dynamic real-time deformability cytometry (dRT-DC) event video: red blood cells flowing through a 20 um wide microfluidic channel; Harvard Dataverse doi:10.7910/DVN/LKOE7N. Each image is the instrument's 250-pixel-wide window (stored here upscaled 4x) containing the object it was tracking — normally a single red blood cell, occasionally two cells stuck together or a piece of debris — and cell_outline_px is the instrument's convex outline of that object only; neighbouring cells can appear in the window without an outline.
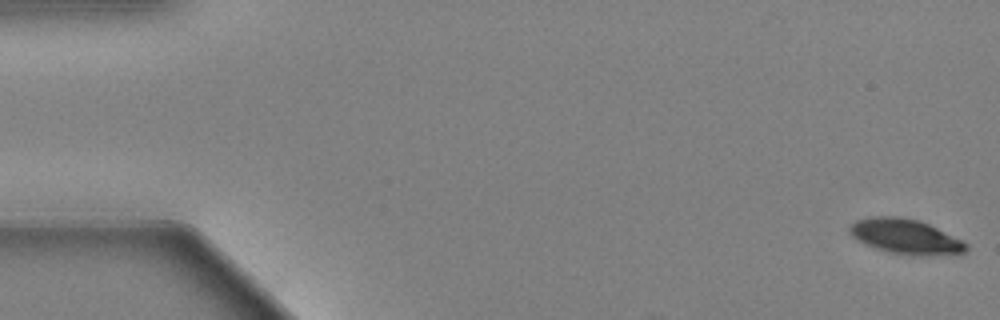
{"species": "Egyptian fruit bat (a non-hibernating species)", "species_latin": "Rousettus aegyptiacus", "temperature_condition": "warm", "stored_images_in_passage": 28, "camera_frame_rate_fps": 3000, "um_per_image_px": 0.085, "animal": {"sex": "female"}, "frame": {"image": 1, "passage_image": 1, "time_ms": 0.0, "image_size_px": [1000, 320], "cell_outline_px": [[968, 248], [964, 252], [888, 252], [876, 248], [852, 236], [848, 232], [848, 228], [856, 220], [872, 216], [896, 216], [920, 220], [964, 240], [968, 244]], "centroid_in_image_um": [76.91, 20.02], "position_along_channel_um": 8.1, "area_um2": 22.48}}
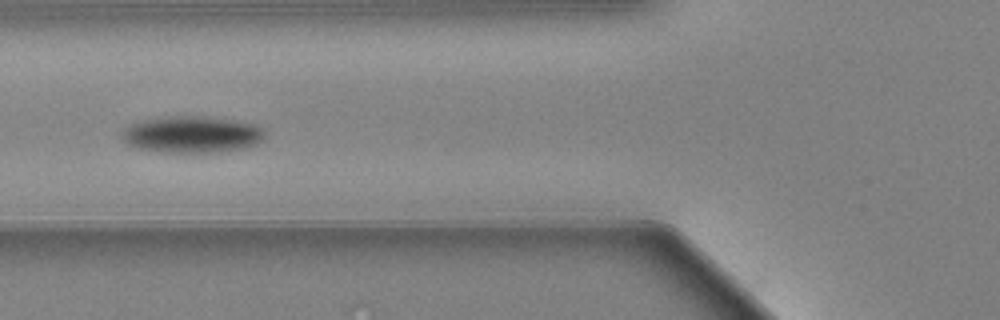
{"frame": {"image": 2, "passage_image": 22, "time_ms": 7.0, "image_size_px": [1000, 320], "cell_outline_px": [[260, 140], [252, 144], [240, 148], [184, 152], [144, 148], [132, 144], [124, 140], [124, 132], [132, 124], [144, 120], [176, 116], [184, 116], [232, 120], [248, 124], [260, 128]], "centroid_in_image_um": [16.27, 11.4], "position_along_channel_um": 109.5, "area_um2": 27.86}}
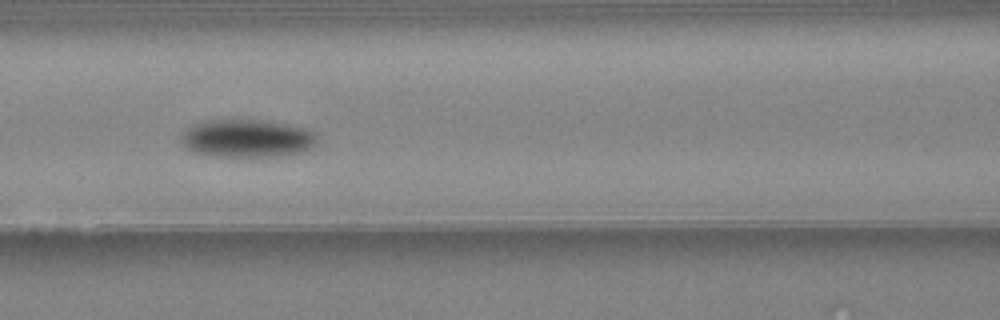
{"frame": {"image": 3, "passage_image": 25, "time_ms": 8.0, "image_size_px": [1000, 320], "cell_outline_px": [[316, 140], [308, 148], [296, 152], [248, 156], [200, 152], [188, 148], [184, 144], [184, 136], [196, 124], [224, 120], [260, 120], [284, 124], [300, 128], [312, 132]], "centroid_in_image_um": [21.04, 11.73], "position_along_channel_um": 145.6, "area_um2": 27.28}}